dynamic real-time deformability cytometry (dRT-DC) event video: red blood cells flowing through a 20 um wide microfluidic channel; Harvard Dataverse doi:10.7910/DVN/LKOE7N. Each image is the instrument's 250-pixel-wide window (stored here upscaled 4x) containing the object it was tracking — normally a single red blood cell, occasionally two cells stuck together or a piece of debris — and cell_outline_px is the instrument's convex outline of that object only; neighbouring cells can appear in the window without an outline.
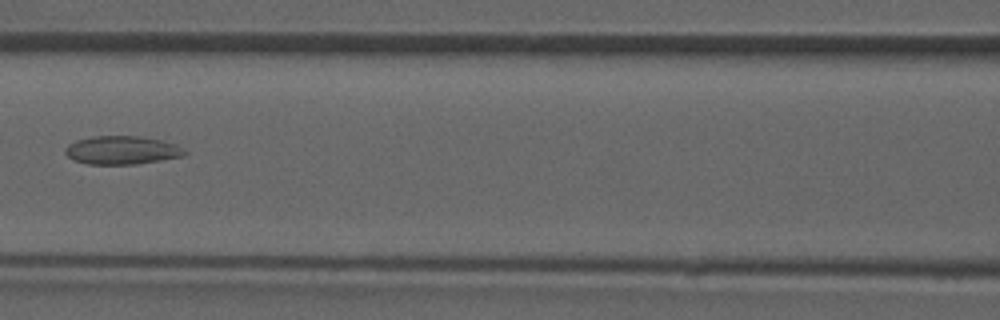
{"species": "common noctule bat (a hibernating species)", "species_latin": "Nyctalus noctula", "temperature_condition": "room temperature", "stored_images_in_passage": 6, "camera_frame_rate_fps": 3000, "um_per_image_px": 0.085, "animal": {"sex": "male", "forearm_length_mm": 52.5}, "frame": {"image": 1, "passage_image": 6, "time_ms": 6.667, "image_size_px": [1000, 320], "cell_outline_px": [[188, 152], [184, 156], [136, 164], [88, 164], [72, 160], [64, 152], [64, 148], [68, 144], [76, 140], [92, 136], [140, 136], [160, 140], [176, 144], [184, 148]], "centroid_in_image_um": [10.35, 12.76], "position_along_channel_um": 156.2, "area_um2": 19.88}}